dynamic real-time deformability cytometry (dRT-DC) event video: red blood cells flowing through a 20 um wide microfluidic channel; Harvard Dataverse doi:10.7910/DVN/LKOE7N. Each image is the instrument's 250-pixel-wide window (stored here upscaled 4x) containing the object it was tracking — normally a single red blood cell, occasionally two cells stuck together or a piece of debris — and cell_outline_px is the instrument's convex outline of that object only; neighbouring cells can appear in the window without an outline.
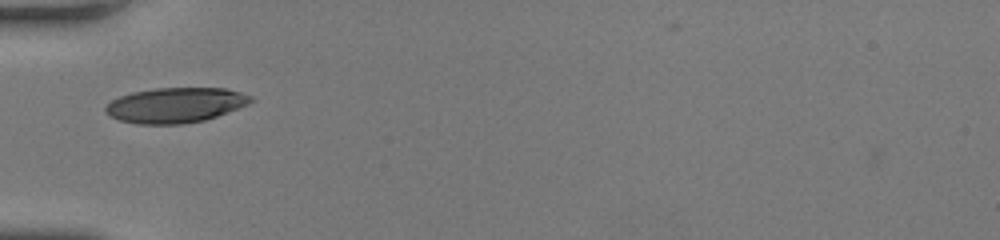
{"species": "human", "species_latin": "Homo sapiens", "temperature_condition": "room temperature", "stored_images_in_passage": 33, "camera_frame_rate_fps": 3000, "um_per_image_px": 0.085, "donor": {"sex": "female"}, "frame": {"image": 1, "passage_image": 1, "time_ms": 0.0, "image_size_px": [1000, 240], "cell_outline_px": [[256, 100], [248, 104], [216, 116], [204, 120], [180, 124], [136, 124], [120, 120], [104, 112], [104, 108], [112, 100], [120, 96], [132, 92], [156, 88], [224, 88], [240, 92], [252, 96]], "centroid_in_image_um": [14.91, 8.93], "position_along_channel_um": 70.1, "area_um2": 29.59}}
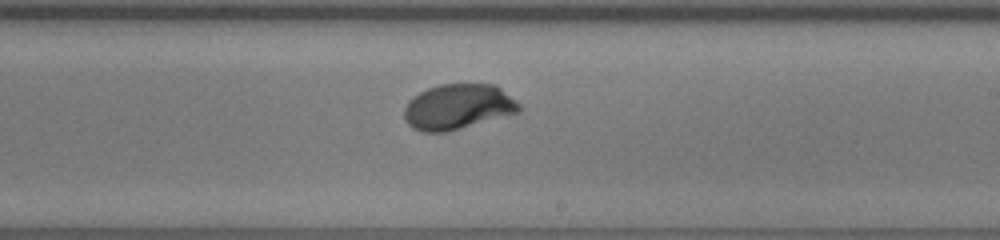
{"frame": {"image": 2, "passage_image": 14, "time_ms": 4.333, "image_size_px": [1000, 240], "cell_outline_px": [[520, 112], [448, 132], [420, 132], [412, 128], [408, 124], [404, 116], [404, 108], [408, 100], [412, 96], [428, 88], [440, 84], [496, 84], [520, 104]], "centroid_in_image_um": [38.91, 9.08], "position_along_channel_um": 250.1, "area_um2": 30.58}}
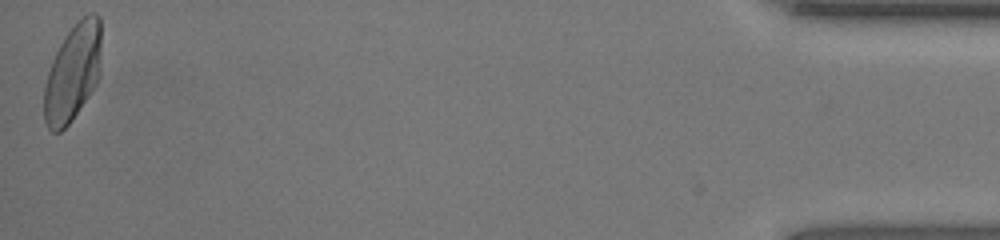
{"frame": {"image": 3, "passage_image": 33, "time_ms": 10.667, "image_size_px": [1000, 240], "cell_outline_px": [[100, 76], [96, 84], [72, 120], [60, 132], [52, 132], [48, 128], [44, 120], [44, 88], [48, 72], [52, 60], [60, 44], [68, 32], [88, 12], [96, 12], [100, 16]], "centroid_in_image_um": [6.19, 6.18], "position_along_channel_um": 429.0, "area_um2": 32.19}, "authors_computed_cell_mechanics": {"area_um2": 30.2872, "velocity_mm_per_s": 4.1991, "shape_relaxation_time_tau1_ms": 2.5244, "shape_relaxation_time_tau2_ms": null, "deformation_change_tau1": 0.148, "deformation_change_tau2": null}}